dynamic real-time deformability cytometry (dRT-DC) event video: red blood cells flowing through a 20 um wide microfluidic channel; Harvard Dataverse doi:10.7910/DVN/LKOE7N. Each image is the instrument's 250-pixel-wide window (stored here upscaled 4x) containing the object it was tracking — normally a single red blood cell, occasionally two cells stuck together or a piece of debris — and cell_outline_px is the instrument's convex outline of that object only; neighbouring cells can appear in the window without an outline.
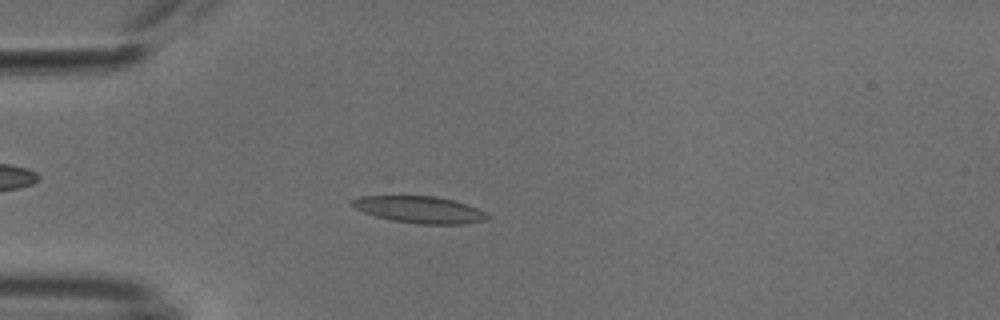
{"species": "common noctule bat (a hibernating species)", "species_latin": "Nyctalus noctula", "temperature_condition": "cold", "stored_images_in_passage": 52, "camera_frame_rate_fps": 3000, "um_per_image_px": 0.085, "animal": {"sex": "male", "body_mass_g": 18.8}, "frame": {"image": 1, "passage_image": 14, "time_ms": 4.333, "image_size_px": [1000, 320], "cell_outline_px": [[488, 216], [484, 220], [460, 224], [416, 224], [392, 220], [376, 216], [364, 212], [348, 204], [348, 200], [360, 196], [436, 196], [452, 200], [476, 208], [484, 212]], "centroid_in_image_um": [35.57, 17.81], "position_along_channel_um": 49.4, "area_um2": 20.92}}
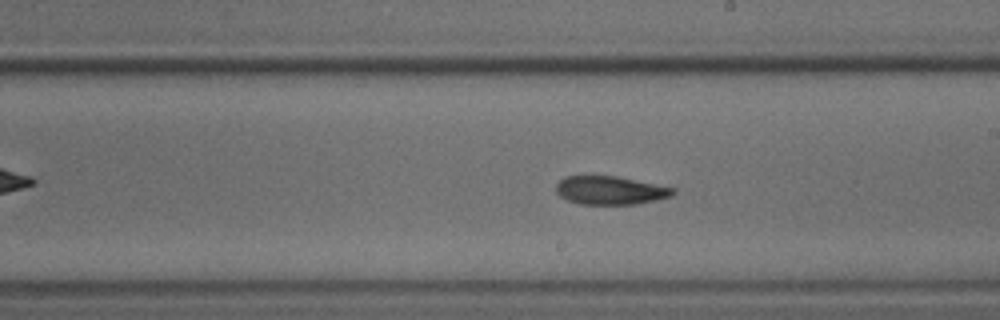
{"frame": {"image": 2, "passage_image": 30, "time_ms": 9.667, "image_size_px": [1000, 320], "cell_outline_px": [[676, 192], [672, 196], [656, 200], [636, 204], [580, 204], [568, 200], [560, 196], [556, 192], [556, 184], [564, 176], [616, 176], [676, 188]], "centroid_in_image_um": [51.88, 16.18], "position_along_channel_um": 237.1, "area_um2": 19.36}}
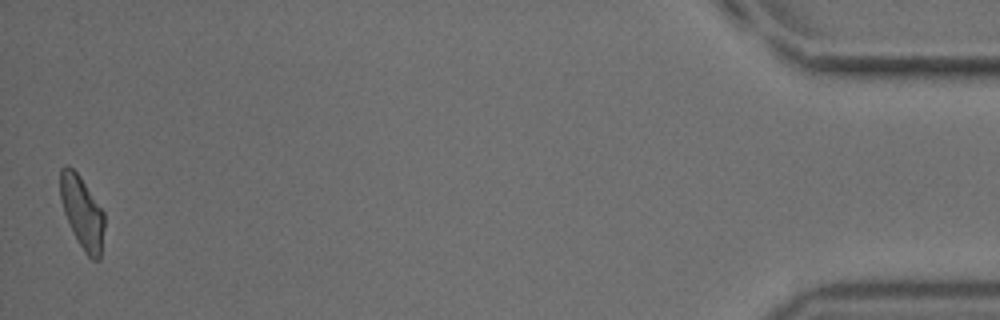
{"frame": {"image": 3, "passage_image": 52, "time_ms": 17.0, "image_size_px": [1000, 320], "cell_outline_px": [[104, 228], [100, 260], [92, 260], [84, 252], [64, 212], [60, 196], [60, 168], [64, 164], [68, 164], [80, 176], [104, 212]], "centroid_in_image_um": [6.99, 18.02], "position_along_channel_um": 428.2, "area_um2": 18.38}, "authors_computed_cell_mechanics": {"area_um2": 19.941, "velocity_mm_per_s": 3.7986, "shape_relaxation_time_tau1_ms": 6.8501, "shape_relaxation_time_tau2_ms": 5.8934, "deformation_change_tau1": 0.1854, "deformation_change_tau2": 0.1562}}